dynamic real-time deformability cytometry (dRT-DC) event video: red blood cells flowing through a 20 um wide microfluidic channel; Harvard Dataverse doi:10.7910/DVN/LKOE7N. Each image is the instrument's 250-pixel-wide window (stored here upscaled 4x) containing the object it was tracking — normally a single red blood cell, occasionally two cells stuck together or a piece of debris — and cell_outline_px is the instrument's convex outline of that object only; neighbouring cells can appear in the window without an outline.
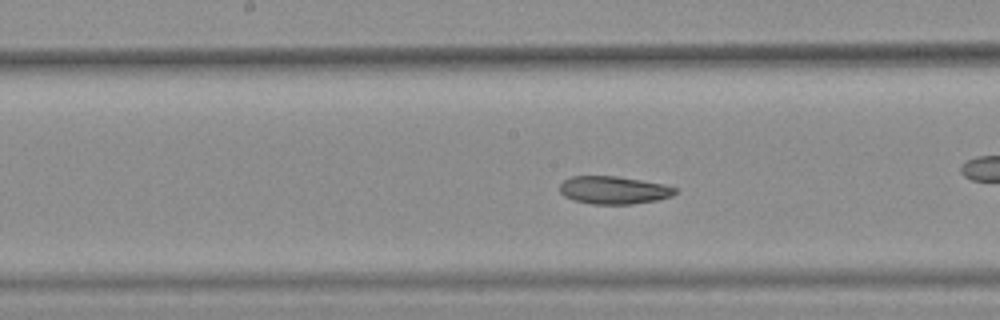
{"species": "common noctule bat (a hibernating species)", "species_latin": "Nyctalus noctula", "temperature_condition": "warm", "stored_images_in_passage": 46, "camera_frame_rate_fps": 3000, "um_per_image_px": 0.085, "animal": {"sex": "female", "body_mass_g": 25.1}, "frame": {"image": 1, "passage_image": 27, "time_ms": 8.667, "image_size_px": [1000, 320], "cell_outline_px": [[676, 192], [672, 196], [656, 200], [632, 204], [592, 204], [572, 200], [564, 196], [560, 192], [560, 184], [564, 180], [572, 176], [616, 176], [664, 184], [676, 188]], "centroid_in_image_um": [52.14, 16.16], "position_along_channel_um": 196.1, "area_um2": 18.67}, "authors_computed_cell_mechanics": {"area_um2": 19.6809, "velocity_mm_per_s": 3.6706, "shape_relaxation_time_tau1_ms": null, "shape_relaxation_time_tau2_ms": 4.47, "deformation_change_tau1": null, "deformation_change_tau2": 0.0985}}